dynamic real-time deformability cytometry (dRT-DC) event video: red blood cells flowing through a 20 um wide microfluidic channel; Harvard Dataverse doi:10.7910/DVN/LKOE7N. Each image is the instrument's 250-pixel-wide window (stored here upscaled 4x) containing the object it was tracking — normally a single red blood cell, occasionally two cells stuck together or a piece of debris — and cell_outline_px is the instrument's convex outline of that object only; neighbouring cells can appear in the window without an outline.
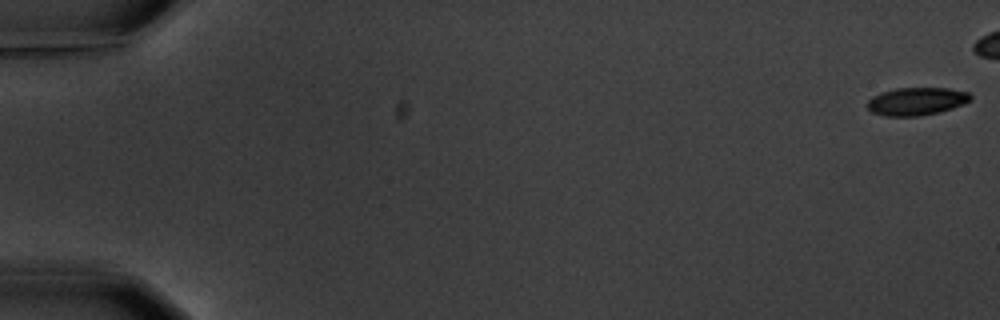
{"species": "common noctule bat (a hibernating species)", "species_latin": "Nyctalus noctula", "temperature_condition": "warm", "stored_images_in_passage": 6, "camera_frame_rate_fps": 3000, "um_per_image_px": 0.085, "animal": {"sex": "male", "body_mass_g": 20.1, "forearm_length_mm": 53.5}, "frame": {"image": 1, "passage_image": 1, "time_ms": 0.0, "image_size_px": [1000, 320], "cell_outline_px": [[972, 100], [964, 104], [940, 112], [920, 116], [884, 116], [872, 112], [868, 108], [868, 100], [872, 96], [896, 88], [948, 88], [968, 92], [972, 96]], "centroid_in_image_um": [77.94, 8.62], "position_along_channel_um": 7.1, "area_um2": 16.76}}